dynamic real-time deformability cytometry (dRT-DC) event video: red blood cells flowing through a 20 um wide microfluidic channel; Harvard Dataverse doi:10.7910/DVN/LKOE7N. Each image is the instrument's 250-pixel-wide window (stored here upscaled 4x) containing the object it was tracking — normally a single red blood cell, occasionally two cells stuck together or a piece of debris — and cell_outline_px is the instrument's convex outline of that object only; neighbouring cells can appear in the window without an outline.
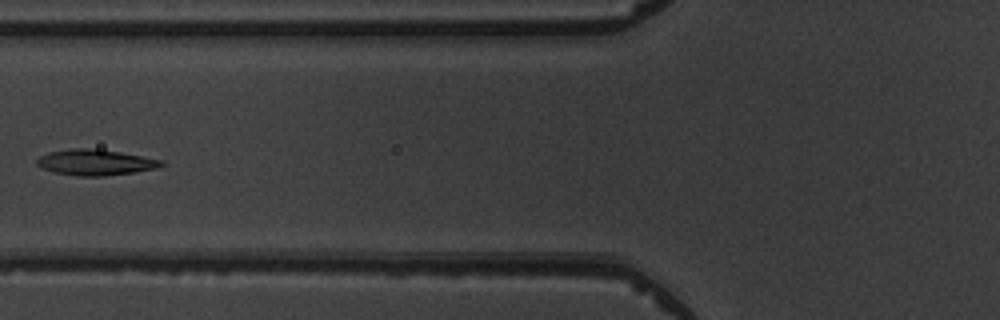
{"species": "common noctule bat (a hibernating species)", "species_latin": "Nyctalus noctula", "temperature_condition": "warm", "stored_images_in_passage": 6, "camera_frame_rate_fps": 3000, "um_per_image_px": 0.085, "animal": {"sex": "male", "body_mass_g": 19.5, "forearm_length_mm": 54.6}, "frame": {"image": 1, "passage_image": 5, "time_ms": 5.667, "image_size_px": [1000, 320], "cell_outline_px": [[168, 164], [156, 168], [132, 172], [104, 176], [76, 176], [56, 172], [44, 168], [36, 164], [36, 160], [40, 156], [48, 152], [72, 148], [96, 148], [120, 152], [164, 160]], "centroid_in_image_um": [8.14, 13.79], "position_along_channel_um": 117.7, "area_um2": 18.73}}
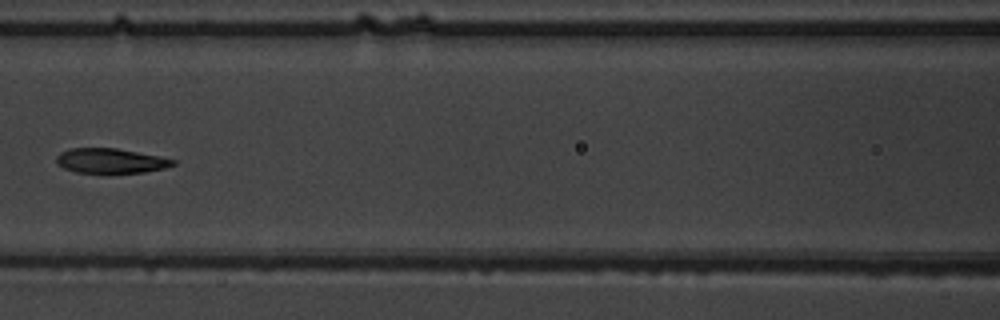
{"frame": {"image": 2, "passage_image": 6, "time_ms": 6.667, "image_size_px": [1000, 320], "cell_outline_px": [[176, 164], [164, 168], [144, 172], [76, 172], [64, 168], [56, 164], [56, 156], [60, 152], [68, 148], [116, 148], [160, 156], [176, 160]], "centroid_in_image_um": [9.38, 13.65], "position_along_channel_um": 157.2, "area_um2": 16.76}}